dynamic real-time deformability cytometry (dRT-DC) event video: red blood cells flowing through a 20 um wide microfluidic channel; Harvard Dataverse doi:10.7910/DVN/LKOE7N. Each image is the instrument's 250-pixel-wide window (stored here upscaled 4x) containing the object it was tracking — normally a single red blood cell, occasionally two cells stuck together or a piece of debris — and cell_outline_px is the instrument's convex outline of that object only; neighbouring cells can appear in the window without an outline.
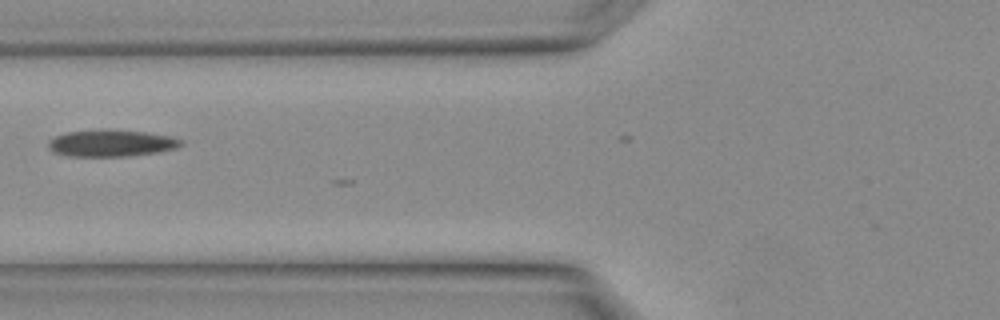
{"species": "Egyptian fruit bat (a non-hibernating species)", "species_latin": "Rousettus aegyptiacus", "temperature_condition": "warm", "stored_images_in_passage": 4, "camera_frame_rate_fps": 3000, "um_per_image_px": 0.085, "animal": {"sex": "female"}, "frame": {"image": 1, "passage_image": 3, "time_ms": 0.667, "image_size_px": [1000, 320], "cell_outline_px": [[184, 144], [176, 148], [156, 152], [128, 156], [68, 156], [56, 152], [48, 148], [48, 140], [56, 136], [68, 132], [104, 128], [144, 132], [172, 136], [184, 140]], "centroid_in_image_um": [9.48, 12.15], "position_along_channel_um": 116.3, "area_um2": 20.87}}